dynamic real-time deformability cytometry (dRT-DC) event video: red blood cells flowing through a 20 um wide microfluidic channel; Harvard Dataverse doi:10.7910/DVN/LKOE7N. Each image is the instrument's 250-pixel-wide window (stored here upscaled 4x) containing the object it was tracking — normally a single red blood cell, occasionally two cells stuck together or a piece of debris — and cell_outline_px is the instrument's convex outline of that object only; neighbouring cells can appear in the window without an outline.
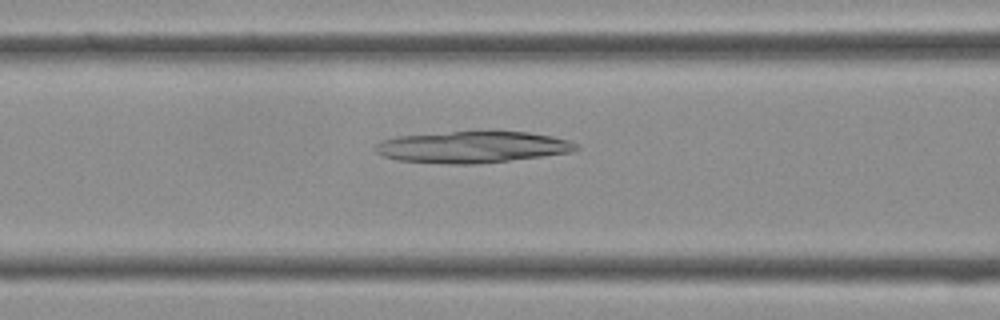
{"species": "Egyptian fruit bat (a non-hibernating species)", "species_latin": "Rousettus aegyptiacus", "temperature_condition": "cold", "stored_images_in_passage": 40, "camera_frame_rate_fps": 3000, "um_per_image_px": 0.085, "frame": {"image": 1, "passage_image": 16, "time_ms": 5.0, "image_size_px": [1000, 320], "cell_outline_px": [[580, 148], [572, 152], [544, 156], [480, 164], [448, 164], [396, 160], [384, 156], [376, 152], [372, 148], [380, 140], [396, 136], [492, 128], [528, 132], [552, 136], [568, 140], [576, 144]], "centroid_in_image_um": [40.16, 12.46], "position_along_channel_um": 126.4, "area_um2": 38.26}}
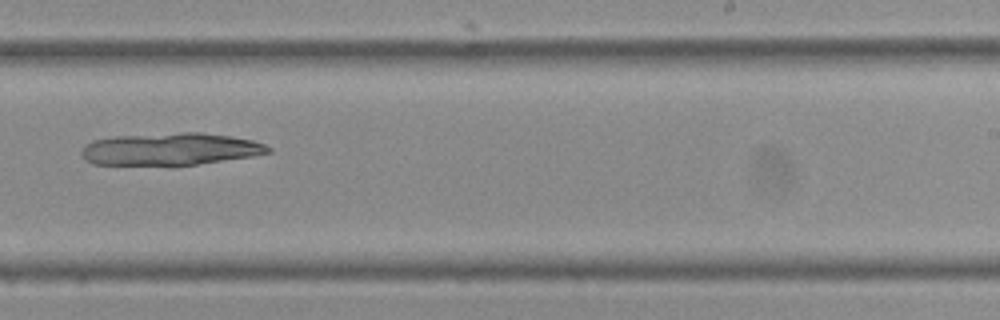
{"frame": {"image": 2, "passage_image": 25, "time_ms": 8.0, "image_size_px": [1000, 320], "cell_outline_px": [[272, 152], [252, 156], [172, 168], [92, 164], [84, 160], [80, 156], [80, 152], [84, 144], [92, 140], [116, 136], [180, 132], [200, 132], [228, 136], [252, 140], [264, 144], [272, 148]], "centroid_in_image_um": [14.39, 12.72], "position_along_channel_um": 274.6, "area_um2": 36.53}}
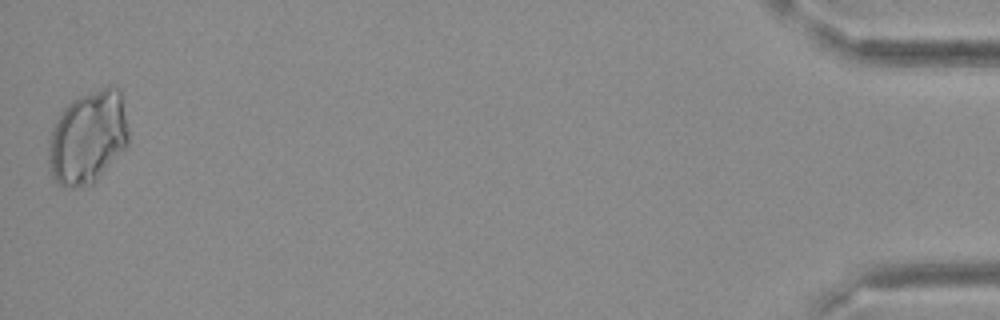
{"frame": {"image": 3, "passage_image": 40, "time_ms": 13.0, "image_size_px": [1000, 320], "cell_outline_px": [[128, 144], [96, 180], [92, 184], [72, 188], [64, 188], [52, 176], [48, 160], [48, 140], [52, 128], [60, 112], [72, 100], [80, 96], [108, 84], [120, 88], [128, 128]], "centroid_in_image_um": [7.46, 11.65], "position_along_channel_um": 427.7, "area_um2": 43.52}}